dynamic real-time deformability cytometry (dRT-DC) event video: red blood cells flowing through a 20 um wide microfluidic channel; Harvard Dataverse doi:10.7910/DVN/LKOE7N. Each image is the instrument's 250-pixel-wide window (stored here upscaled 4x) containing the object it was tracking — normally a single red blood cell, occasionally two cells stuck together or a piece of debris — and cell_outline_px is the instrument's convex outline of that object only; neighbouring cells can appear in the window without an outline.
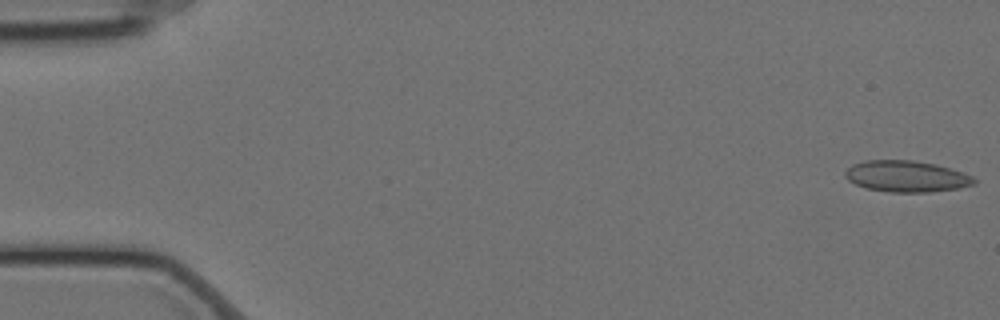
{"species": "Egyptian fruit bat (a non-hibernating species)", "species_latin": "Rousettus aegyptiacus", "temperature_condition": "cold", "stored_images_in_passage": 57, "camera_frame_rate_fps": 3000, "um_per_image_px": 0.085, "animal": {"sex": "female"}, "frame": {"image": 1, "passage_image": 1, "time_ms": 0.0, "image_size_px": [1000, 320], "cell_outline_px": [[976, 184], [960, 188], [928, 192], [892, 192], [864, 188], [848, 180], [844, 176], [844, 172], [852, 164], [864, 160], [912, 160], [936, 164], [964, 172], [972, 176], [976, 180]], "centroid_in_image_um": [77.05, 14.98], "position_along_channel_um": 8.0, "area_um2": 23.7}}
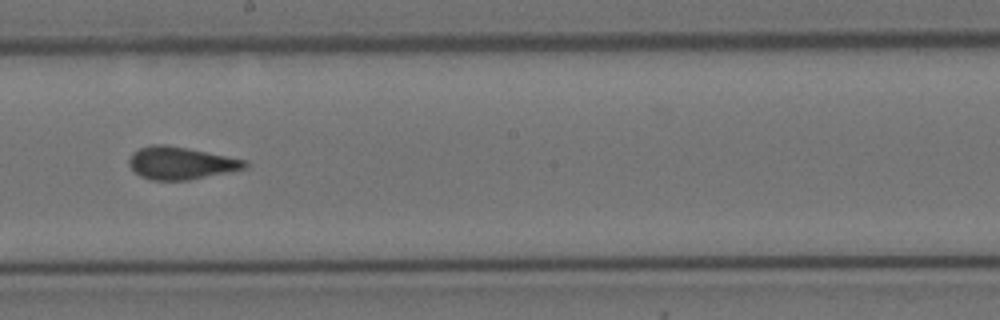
{"frame": {"image": 2, "passage_image": 32, "time_ms": 10.333, "image_size_px": [1000, 320], "cell_outline_px": [[248, 168], [188, 180], [152, 180], [140, 176], [128, 164], [128, 160], [132, 152], [140, 148], [152, 144], [164, 144], [188, 148], [248, 160]], "centroid_in_image_um": [15.38, 13.85], "position_along_channel_um": 232.8, "area_um2": 22.02}}
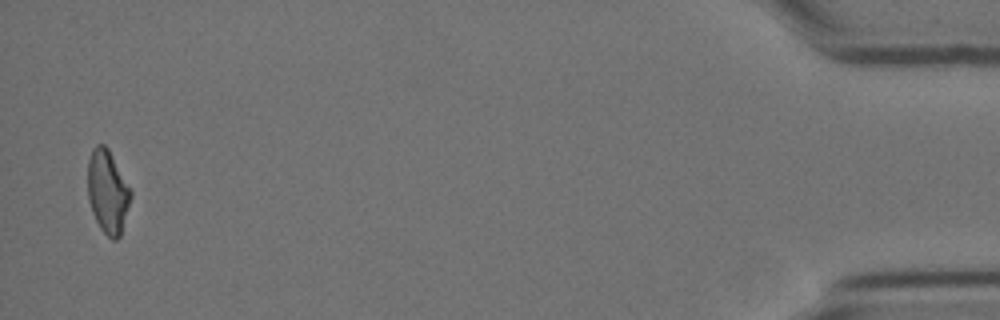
{"frame": {"image": 3, "passage_image": 56, "time_ms": 18.333, "image_size_px": [1000, 320], "cell_outline_px": [[132, 196], [120, 236], [116, 240], [112, 240], [100, 228], [92, 212], [88, 200], [88, 160], [92, 148], [96, 144], [104, 144], [108, 148], [132, 192]], "centroid_in_image_um": [9.14, 16.29], "position_along_channel_um": 426.1, "area_um2": 20.81}, "authors_computed_cell_mechanics": {"area_um2": 22.0218, "velocity_mm_per_s": 3.5077, "shape_relaxation_time_tau1_ms": null, "shape_relaxation_time_tau2_ms": 1.6892, "deformation_change_tau1": null, "deformation_change_tau2": 0.0689}}